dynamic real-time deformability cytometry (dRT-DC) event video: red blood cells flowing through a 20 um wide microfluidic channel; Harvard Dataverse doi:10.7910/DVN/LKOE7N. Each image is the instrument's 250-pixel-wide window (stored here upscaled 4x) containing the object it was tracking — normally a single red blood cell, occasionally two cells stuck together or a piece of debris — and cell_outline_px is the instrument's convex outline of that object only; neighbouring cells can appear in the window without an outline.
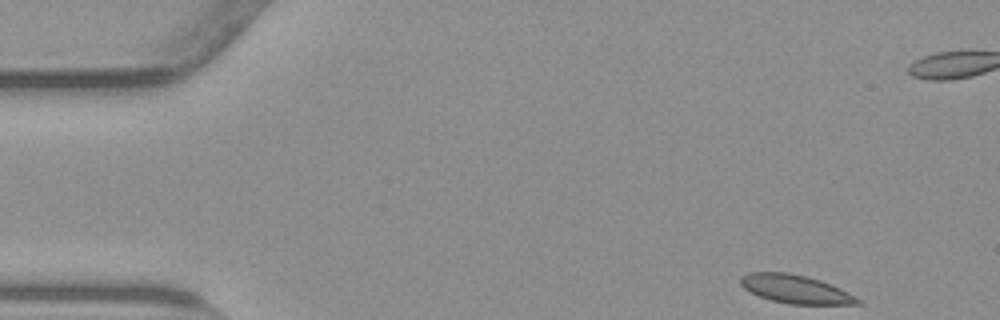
{"species": "common noctule bat (a hibernating species)", "species_latin": "Nyctalus noctula", "temperature_condition": "warm", "stored_images_in_passage": 37, "camera_frame_rate_fps": 3000, "um_per_image_px": 0.085, "animal": {"sex": "male", "body_mass_g": 23.1, "forearm_length_mm": 52.7}, "frame": {"image": 1, "passage_image": 1, "time_ms": 0.0, "image_size_px": [1000, 320], "cell_outline_px": [[864, 304], [788, 304], [772, 300], [760, 296], [744, 288], [740, 284], [740, 276], [748, 272], [788, 272], [820, 280], [832, 284], [864, 300]], "centroid_in_image_um": [67.66, 24.57], "position_along_channel_um": 17.3, "area_um2": 19.48}}
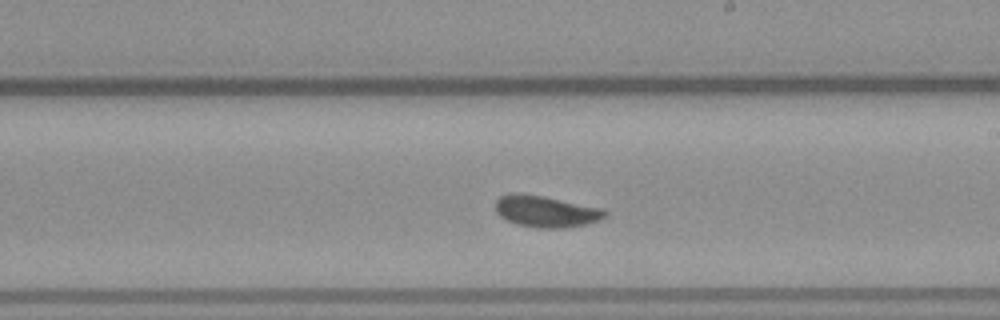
{"frame": {"image": 2, "passage_image": 27, "time_ms": 8.667, "image_size_px": [1000, 320], "cell_outline_px": [[608, 216], [600, 220], [584, 224], [564, 228], [540, 228], [516, 224], [500, 216], [496, 212], [496, 200], [500, 196], [516, 192], [544, 196], [604, 208], [608, 212]], "centroid_in_image_um": [46.44, 17.96], "position_along_channel_um": 242.6, "area_um2": 20.23}}
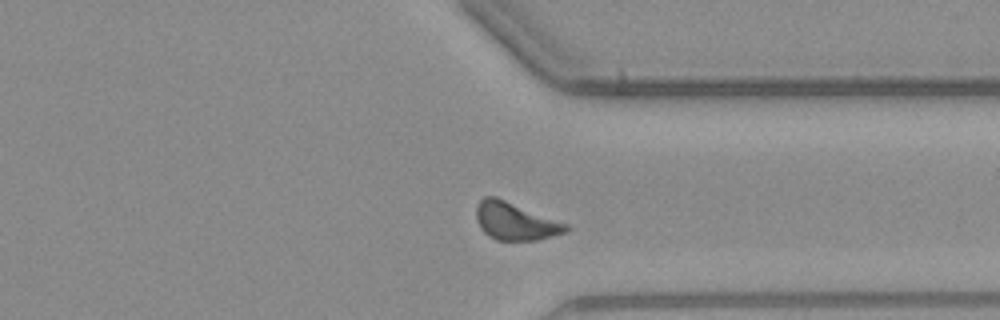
{"frame": {"image": 3, "passage_image": 37, "time_ms": 12.0, "image_size_px": [1000, 320], "cell_outline_px": [[572, 228], [568, 232], [536, 240], [496, 240], [488, 236], [480, 228], [476, 220], [476, 204], [484, 196], [496, 196], [568, 224]], "centroid_in_image_um": [43.79, 18.8], "position_along_channel_um": 367.6, "area_um2": 19.88}, "authors_computed_cell_mechanics": {"area_um2": 19.9988, "velocity_mm_per_s": 3.7776, "shape_relaxation_time_tau1_ms": null, "shape_relaxation_time_tau2_ms": 0.8525, "deformation_change_tau1": null, "deformation_change_tau2": 0.0412}}